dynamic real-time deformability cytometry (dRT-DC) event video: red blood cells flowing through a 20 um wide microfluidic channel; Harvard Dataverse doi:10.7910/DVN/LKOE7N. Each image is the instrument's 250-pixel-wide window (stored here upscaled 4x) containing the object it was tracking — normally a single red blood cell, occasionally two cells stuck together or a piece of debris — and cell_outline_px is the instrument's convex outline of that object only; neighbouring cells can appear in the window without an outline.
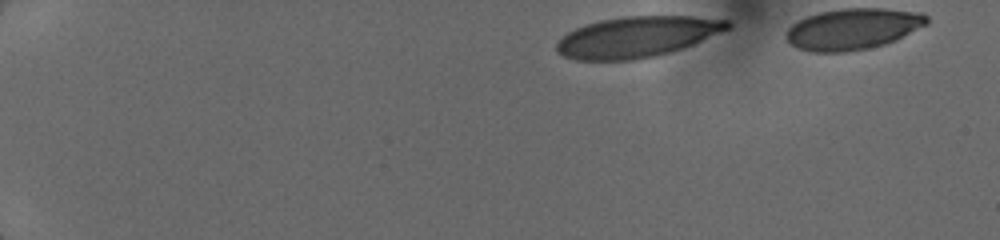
{"species": "human", "species_latin": "Homo sapiens", "temperature_condition": "cold", "stored_images_in_passage": 28, "camera_frame_rate_fps": 3000, "um_per_image_px": 0.085, "donor": {"sex": "female"}, "frame": {"image": 1, "passage_image": 2, "time_ms": 0.333, "image_size_px": [1000, 240], "cell_outline_px": [[732, 28], [684, 48], [652, 56], [632, 60], [576, 60], [564, 56], [556, 52], [556, 44], [568, 32], [584, 24], [600, 20], [624, 16], [692, 16], [728, 20], [732, 24]], "centroid_in_image_um": [54.17, 3.12], "position_along_channel_um": 30.8, "area_um2": 40.63}}
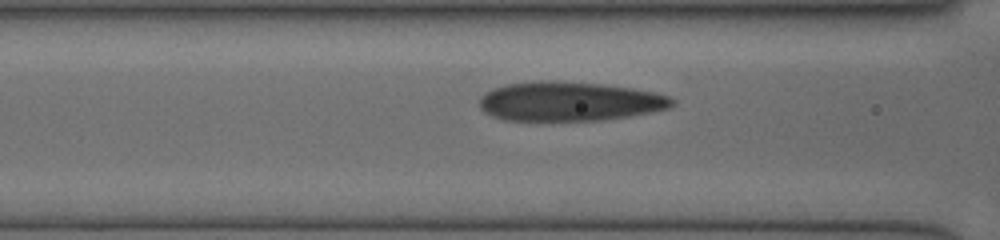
{"frame": {"image": 2, "passage_image": 18, "time_ms": 5.0, "image_size_px": [1000, 240], "cell_outline_px": [[676, 104], [668, 108], [648, 112], [600, 120], [504, 120], [492, 116], [484, 112], [480, 108], [480, 96], [484, 92], [492, 88], [504, 84], [540, 80], [556, 80], [604, 84], [632, 88], [652, 92], [668, 96], [676, 100]], "centroid_in_image_um": [48.34, 8.6], "position_along_channel_um": 118.3, "area_um2": 44.16}}
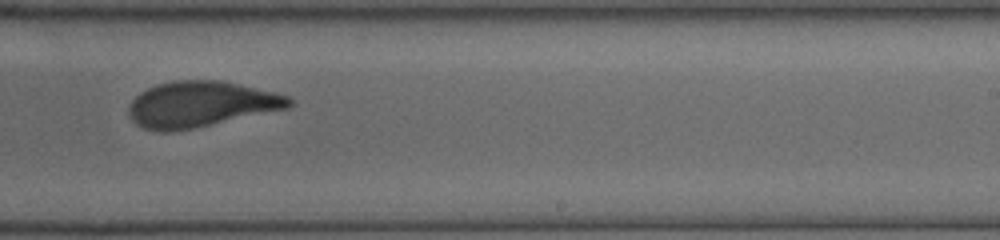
{"frame": {"image": 3, "passage_image": 26, "time_ms": 8.667, "image_size_px": [1000, 240], "cell_outline_px": [[292, 104], [288, 108], [192, 128], [164, 132], [144, 128], [136, 124], [132, 120], [128, 108], [132, 100], [140, 92], [156, 84], [172, 80], [220, 80], [276, 92], [288, 96], [292, 100]], "centroid_in_image_um": [17.06, 8.84], "position_along_channel_um": 271.9, "area_um2": 42.37}}